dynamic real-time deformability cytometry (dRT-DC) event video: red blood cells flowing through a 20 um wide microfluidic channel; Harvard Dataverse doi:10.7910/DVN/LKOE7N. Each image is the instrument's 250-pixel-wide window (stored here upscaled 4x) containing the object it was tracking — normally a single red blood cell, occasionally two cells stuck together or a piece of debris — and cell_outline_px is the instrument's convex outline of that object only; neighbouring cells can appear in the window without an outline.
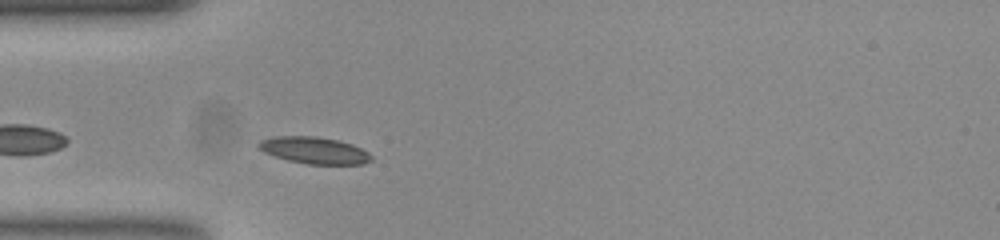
{"species": "common noctule bat (a hibernating species)", "species_latin": "Nyctalus noctula", "temperature_condition": "room temperature", "stored_images_in_passage": 32, "camera_frame_rate_fps": 3000, "um_per_image_px": 0.085, "animal": {"sex": "female", "body_mass_g": 23.0, "forearm_length_mm": 53.4}, "frame": {"image": 1, "passage_image": 3, "time_ms": 0.667, "image_size_px": [1000, 240], "cell_outline_px": [[372, 160], [364, 164], [308, 164], [288, 160], [264, 152], [256, 144], [260, 140], [276, 136], [316, 136], [340, 140], [352, 144], [368, 152], [372, 156]], "centroid_in_image_um": [26.73, 12.77], "position_along_channel_um": 58.3, "area_um2": 17.57}}
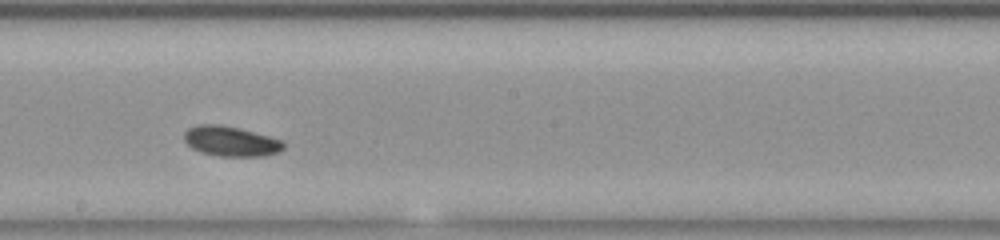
{"frame": {"image": 2, "passage_image": 17, "time_ms": 5.333, "image_size_px": [1000, 240], "cell_outline_px": [[284, 148], [276, 152], [264, 156], [220, 156], [200, 152], [192, 148], [184, 140], [184, 132], [188, 128], [196, 124], [220, 124], [240, 128], [268, 136], [280, 140], [284, 144]], "centroid_in_image_um": [19.57, 11.99], "position_along_channel_um": 228.6, "area_um2": 17.34}}
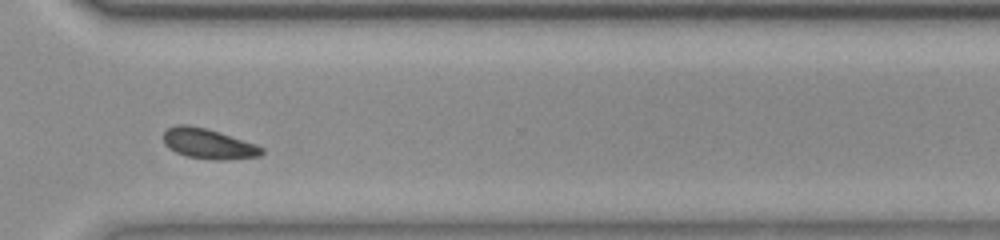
{"frame": {"image": 3, "passage_image": 27, "time_ms": 8.667, "image_size_px": [1000, 240], "cell_outline_px": [[264, 152], [260, 156], [224, 160], [212, 160], [188, 156], [176, 152], [168, 148], [164, 144], [164, 132], [168, 128], [176, 124], [188, 124], [204, 128], [256, 144], [264, 148]], "centroid_in_image_um": [17.7, 12.22], "position_along_channel_um": 352.9, "area_um2": 17.17}, "authors_computed_cell_mechanics": {"area_um2": 16.7042, "velocity_mm_per_s": 3.7165, "shape_relaxation_time_tau1_ms": 1.6332, "shape_relaxation_time_tau2_ms": null, "deformation_change_tau1": 0.0688, "deformation_change_tau2": null}}